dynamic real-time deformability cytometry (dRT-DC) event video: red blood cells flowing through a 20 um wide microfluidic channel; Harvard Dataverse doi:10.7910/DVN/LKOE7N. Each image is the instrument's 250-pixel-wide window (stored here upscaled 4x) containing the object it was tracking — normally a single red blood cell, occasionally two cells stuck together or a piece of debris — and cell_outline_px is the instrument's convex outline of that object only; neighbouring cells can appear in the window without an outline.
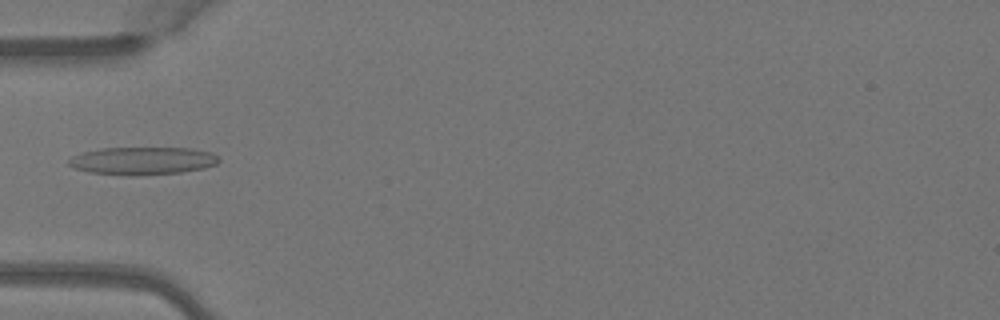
{"species": "Egyptian fruit bat (a non-hibernating species)", "species_latin": "Rousettus aegyptiacus", "temperature_condition": "warm", "stored_images_in_passage": 5, "camera_frame_rate_fps": 3000, "um_per_image_px": 0.085, "animal": {"sex": "female"}, "frame": {"image": 1, "passage_image": 4, "time_ms": 1.0, "image_size_px": [1000, 320], "cell_outline_px": [[220, 160], [216, 164], [204, 168], [180, 172], [136, 176], [128, 176], [88, 172], [72, 168], [68, 164], [68, 160], [72, 156], [80, 152], [100, 148], [192, 148], [212, 152]], "centroid_in_image_um": [12.06, 13.67], "position_along_channel_um": 72.9, "area_um2": 24.57}}
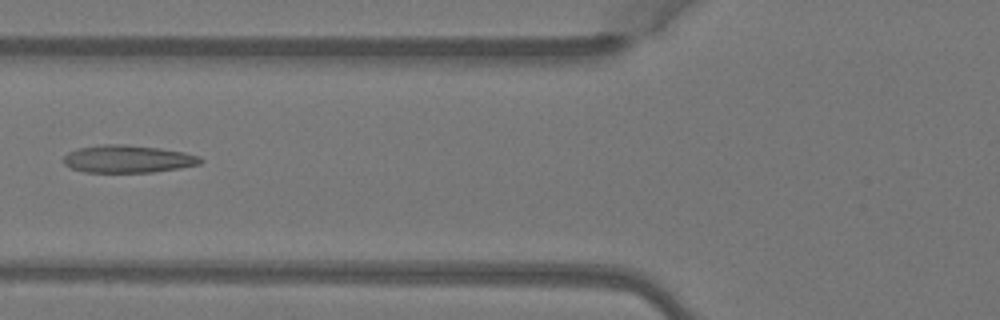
{"frame": {"image": 2, "passage_image": 5, "time_ms": 1.333, "image_size_px": [1000, 320], "cell_outline_px": [[204, 160], [200, 164], [180, 168], [152, 172], [84, 172], [72, 168], [64, 164], [64, 156], [68, 152], [80, 148], [104, 144], [124, 144], [160, 148], [184, 152], [200, 156]], "centroid_in_image_um": [10.9, 13.51], "position_along_channel_um": 114.9, "area_um2": 21.96}}